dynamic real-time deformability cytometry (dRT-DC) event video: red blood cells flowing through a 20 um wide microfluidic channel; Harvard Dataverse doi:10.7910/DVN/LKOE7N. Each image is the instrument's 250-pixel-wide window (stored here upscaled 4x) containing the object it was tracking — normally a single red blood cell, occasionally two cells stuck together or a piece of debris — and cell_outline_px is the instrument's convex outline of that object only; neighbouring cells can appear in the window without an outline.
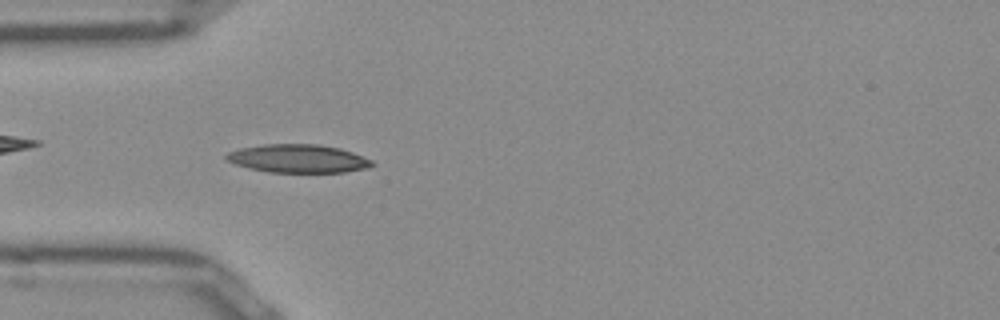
{"species": "Egyptian fruit bat (a non-hibernating species)", "species_latin": "Rousettus aegyptiacus", "temperature_condition": "room temperature", "stored_images_in_passage": 50, "camera_frame_rate_fps": 3000, "um_per_image_px": 0.085, "frame": {"image": 1, "passage_image": 14, "time_ms": 4.333, "image_size_px": [1000, 320], "cell_outline_px": [[376, 164], [368, 168], [344, 172], [268, 172], [248, 168], [236, 164], [228, 160], [224, 156], [228, 152], [240, 148], [264, 144], [320, 144], [340, 148], [352, 152], [372, 160]], "centroid_in_image_um": [25.36, 13.47], "position_along_channel_um": 59.6, "area_um2": 24.04}}
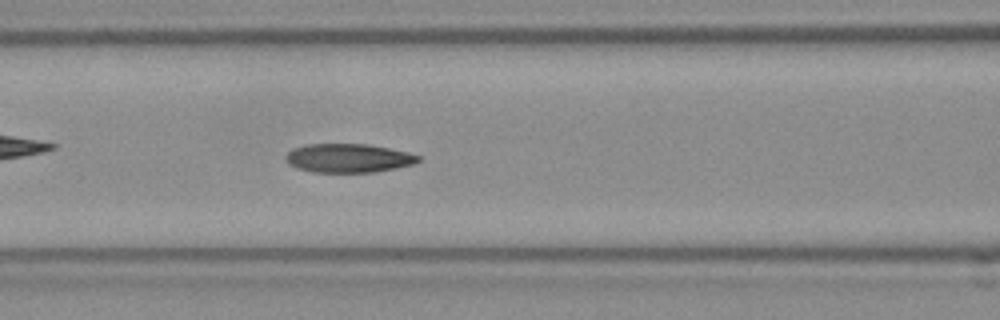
{"frame": {"image": 2, "passage_image": 20, "time_ms": 6.333, "image_size_px": [1000, 320], "cell_outline_px": [[420, 160], [412, 164], [396, 168], [376, 172], [312, 172], [296, 168], [288, 164], [284, 160], [284, 156], [292, 148], [308, 144], [368, 144], [408, 152], [420, 156]], "centroid_in_image_um": [29.56, 13.44], "position_along_channel_um": 137.0, "area_um2": 22.37}}
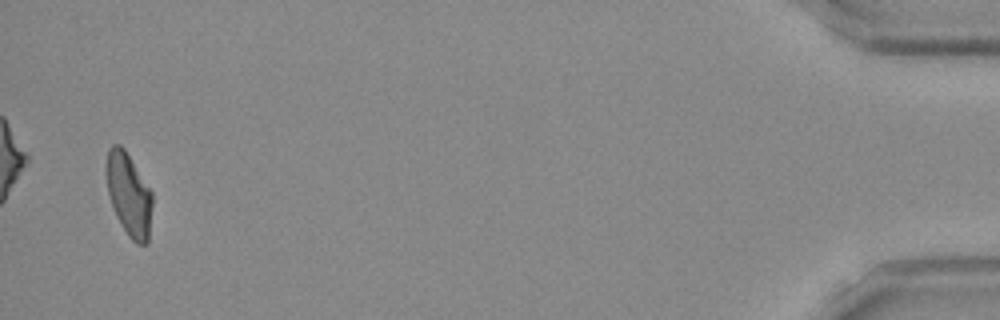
{"frame": {"image": 3, "passage_image": 49, "time_ms": 16.0, "image_size_px": [1000, 320], "cell_outline_px": [[152, 204], [148, 244], [136, 244], [128, 236], [116, 216], [108, 196], [104, 172], [104, 168], [108, 148], [112, 144], [120, 144], [124, 148], [152, 192]], "centroid_in_image_um": [10.91, 16.51], "position_along_channel_um": 424.3, "area_um2": 22.6}, "authors_computed_cell_mechanics": {"area_um2": 22.4264, "velocity_mm_per_s": 3.9073, "shape_relaxation_time_tau1_ms": 6.4855, "shape_relaxation_time_tau2_ms": 4.3719, "deformation_change_tau1": 0.1982, "deformation_change_tau2": 0.1055}}